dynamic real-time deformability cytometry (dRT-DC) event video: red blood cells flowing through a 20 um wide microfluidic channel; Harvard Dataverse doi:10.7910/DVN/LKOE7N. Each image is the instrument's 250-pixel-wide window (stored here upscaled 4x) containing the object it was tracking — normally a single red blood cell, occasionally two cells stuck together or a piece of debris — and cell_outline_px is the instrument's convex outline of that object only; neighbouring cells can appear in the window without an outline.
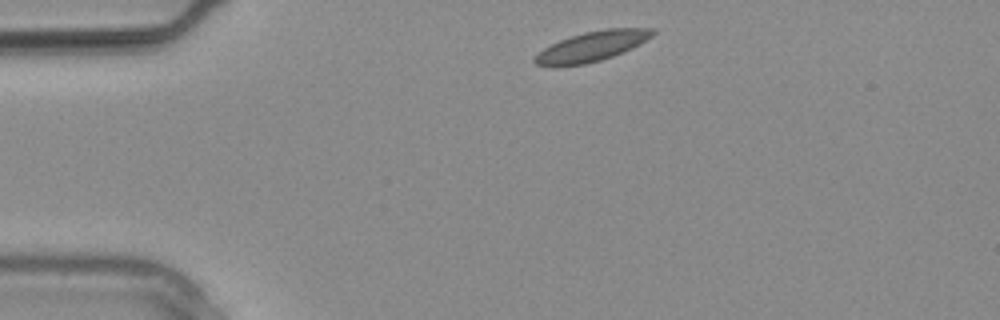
{"species": "common noctule bat (a hibernating species)", "species_latin": "Nyctalus noctula", "temperature_condition": "warm", "stored_images_in_passage": 24, "camera_frame_rate_fps": 3000, "um_per_image_px": 0.085, "animal": {"sex": "male", "body_mass_g": 20.4}, "frame": {"image": 1, "passage_image": 1, "time_ms": 0.0, "image_size_px": [1000, 320], "cell_outline_px": [[656, 32], [652, 36], [612, 56], [600, 60], [584, 64], [552, 68], [536, 64], [532, 60], [544, 48], [560, 40], [584, 32], [604, 28], [656, 28]], "centroid_in_image_um": [50.25, 3.95], "position_along_channel_um": 34.7, "area_um2": 20.29}}